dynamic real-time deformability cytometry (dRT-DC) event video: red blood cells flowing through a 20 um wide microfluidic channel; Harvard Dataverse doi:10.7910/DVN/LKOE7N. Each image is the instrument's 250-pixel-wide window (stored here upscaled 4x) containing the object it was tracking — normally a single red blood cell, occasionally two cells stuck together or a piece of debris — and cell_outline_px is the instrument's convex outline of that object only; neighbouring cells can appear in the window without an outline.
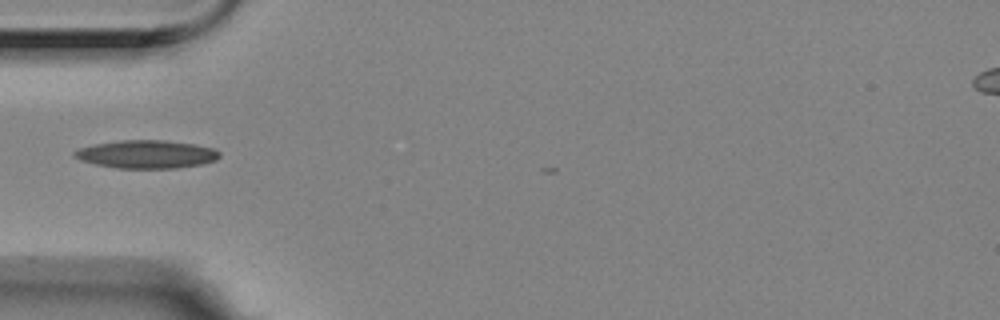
{"species": "Egyptian fruit bat (a non-hibernating species)", "species_latin": "Rousettus aegyptiacus", "temperature_condition": "room temperature", "stored_images_in_passage": 24, "camera_frame_rate_fps": 3000, "um_per_image_px": 0.085, "animal": {"sex": "female"}, "frame": {"image": 1, "passage_image": 1, "time_ms": 0.0, "image_size_px": [1000, 320], "cell_outline_px": [[220, 156], [216, 160], [204, 164], [176, 168], [116, 168], [96, 164], [80, 160], [72, 156], [72, 152], [80, 148], [92, 144], [120, 140], [164, 140], [196, 144], [212, 148], [220, 152]], "centroid_in_image_um": [12.45, 13.11], "position_along_channel_um": 72.6, "area_um2": 23.93}}